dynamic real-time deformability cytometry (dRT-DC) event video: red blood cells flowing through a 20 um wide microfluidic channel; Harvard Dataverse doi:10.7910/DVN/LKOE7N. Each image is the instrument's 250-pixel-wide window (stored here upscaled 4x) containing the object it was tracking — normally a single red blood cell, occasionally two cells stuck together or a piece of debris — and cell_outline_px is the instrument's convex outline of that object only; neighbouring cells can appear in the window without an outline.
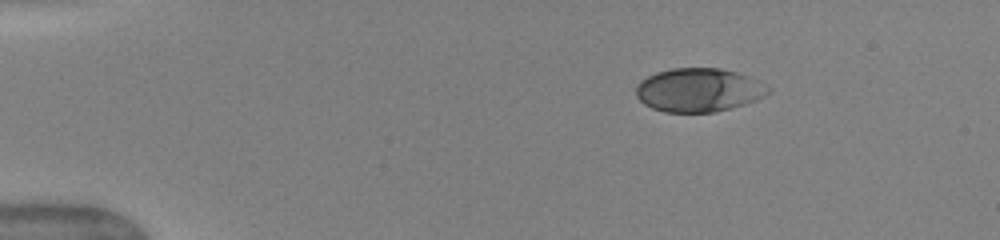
{"species": "human", "species_latin": "Homo sapiens", "temperature_condition": "warm", "stored_images_in_passage": 43, "camera_frame_rate_fps": 3000, "um_per_image_px": 0.085, "donor": {"sex": "female"}, "frame": {"image": 1, "passage_image": 1, "time_ms": 0.0, "image_size_px": [1000, 240], "cell_outline_px": [[772, 92], [756, 100], [732, 108], [716, 112], [664, 112], [652, 108], [644, 104], [636, 96], [636, 84], [640, 80], [656, 72], [672, 68], [720, 68], [736, 72], [756, 80], [772, 88]], "centroid_in_image_um": [59.38, 7.66], "position_along_channel_um": 25.6, "area_um2": 33.76}}
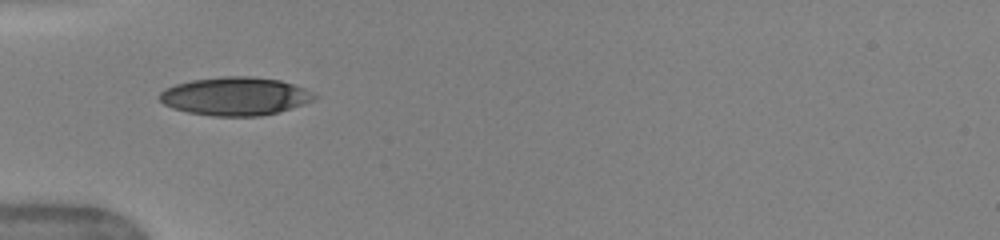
{"frame": {"image": 2, "passage_image": 10, "time_ms": 3.0, "image_size_px": [1000, 240], "cell_outline_px": [[320, 96], [312, 100], [276, 112], [260, 116], [212, 116], [188, 112], [172, 108], [164, 104], [160, 100], [160, 92], [164, 88], [176, 84], [192, 80], [224, 76], [252, 76], [280, 80], [304, 88]], "centroid_in_image_um": [19.96, 8.17], "position_along_channel_um": 65.0, "area_um2": 34.28}}
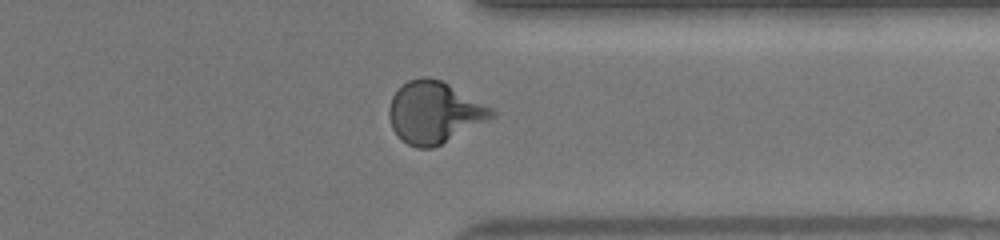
{"frame": {"image": 3, "passage_image": 33, "time_ms": 10.667, "image_size_px": [1000, 240], "cell_outline_px": [[496, 116], [432, 148], [416, 148], [400, 140], [392, 128], [388, 116], [388, 108], [392, 96], [408, 80], [424, 76], [428, 76], [440, 80], [448, 84], [492, 108], [496, 112]], "centroid_in_image_um": [36.88, 9.56], "position_along_channel_um": 374.5, "area_um2": 36.53}, "authors_computed_cell_mechanics": {"area_um2": 34.4488, "velocity_mm_per_s": 4.0649, "shape_relaxation_time_tau1_ms": 4.1785, "shape_relaxation_time_tau2_ms": null, "deformation_change_tau1": 0.1953, "deformation_change_tau2": null}}